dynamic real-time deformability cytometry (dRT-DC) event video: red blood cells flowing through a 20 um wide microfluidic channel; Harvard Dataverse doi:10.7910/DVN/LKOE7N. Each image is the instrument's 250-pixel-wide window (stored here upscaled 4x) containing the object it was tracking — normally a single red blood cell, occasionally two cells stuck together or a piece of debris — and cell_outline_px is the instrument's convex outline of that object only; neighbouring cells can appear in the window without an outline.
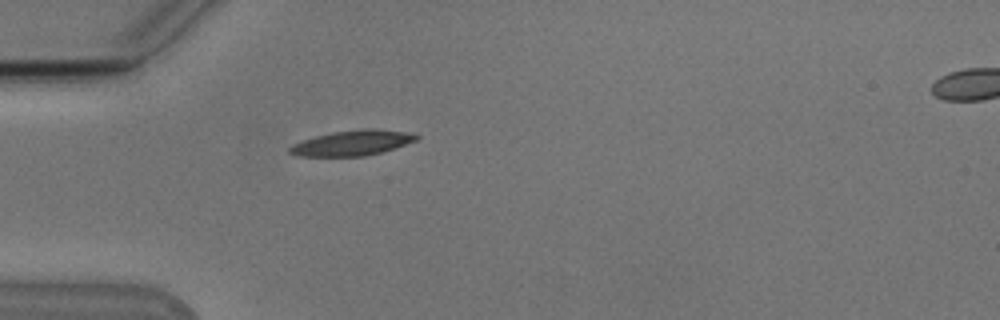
{"species": "Egyptian fruit bat (a non-hibernating species)", "species_latin": "Rousettus aegyptiacus", "temperature_condition": "cold", "stored_images_in_passage": 39, "camera_frame_rate_fps": 3000, "um_per_image_px": 0.085, "animal": {"sex": "male"}, "frame": {"image": 1, "passage_image": 1, "time_ms": 0.0, "image_size_px": [1000, 320], "cell_outline_px": [[420, 136], [416, 140], [380, 152], [364, 156], [296, 156], [288, 152], [288, 148], [292, 144], [316, 136], [332, 132], [360, 128], [376, 128], [404, 132]], "centroid_in_image_um": [29.88, 12.14], "position_along_channel_um": 55.1, "area_um2": 18.44}}
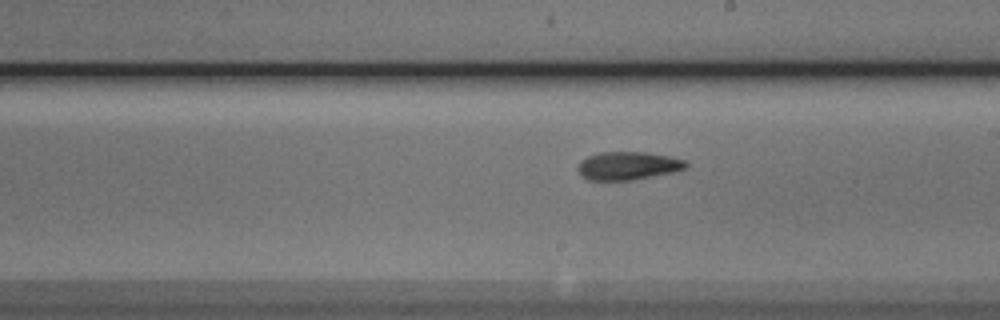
{"frame": {"image": 2, "passage_image": 16, "time_ms": 5.0, "image_size_px": [1000, 320], "cell_outline_px": [[688, 168], [672, 172], [632, 180], [588, 180], [576, 168], [580, 160], [588, 156], [600, 152], [648, 152], [672, 156], [684, 160], [688, 164]], "centroid_in_image_um": [53.39, 14.08], "position_along_channel_um": 235.6, "area_um2": 17.8}}
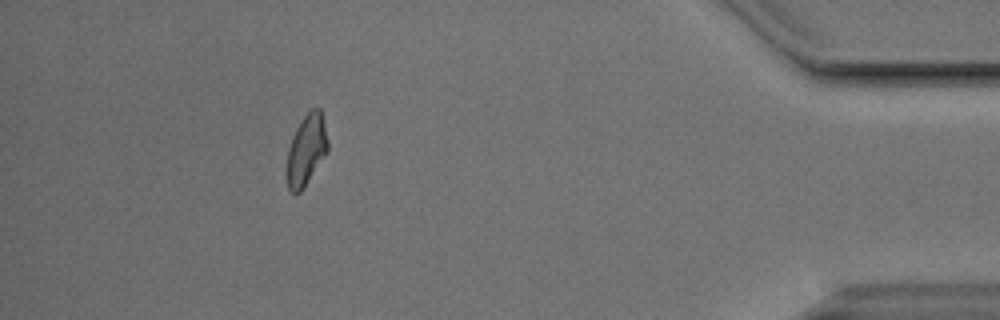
{"frame": {"image": 3, "passage_image": 34, "time_ms": 11.0, "image_size_px": [1000, 320], "cell_outline_px": [[328, 152], [300, 192], [296, 196], [288, 192], [288, 148], [292, 136], [296, 128], [304, 116], [312, 108], [320, 108], [328, 140]], "centroid_in_image_um": [26.04, 12.76], "position_along_channel_um": 409.2, "area_um2": 16.76}, "authors_computed_cell_mechanics": {"area_um2": 17.629, "velocity_mm_per_s": 3.7831, "shape_relaxation_time_tau1_ms": 3.675, "shape_relaxation_time_tau2_ms": 3.8119, "deformation_change_tau1": 0.1428, "deformation_change_tau2": 0.1135}}